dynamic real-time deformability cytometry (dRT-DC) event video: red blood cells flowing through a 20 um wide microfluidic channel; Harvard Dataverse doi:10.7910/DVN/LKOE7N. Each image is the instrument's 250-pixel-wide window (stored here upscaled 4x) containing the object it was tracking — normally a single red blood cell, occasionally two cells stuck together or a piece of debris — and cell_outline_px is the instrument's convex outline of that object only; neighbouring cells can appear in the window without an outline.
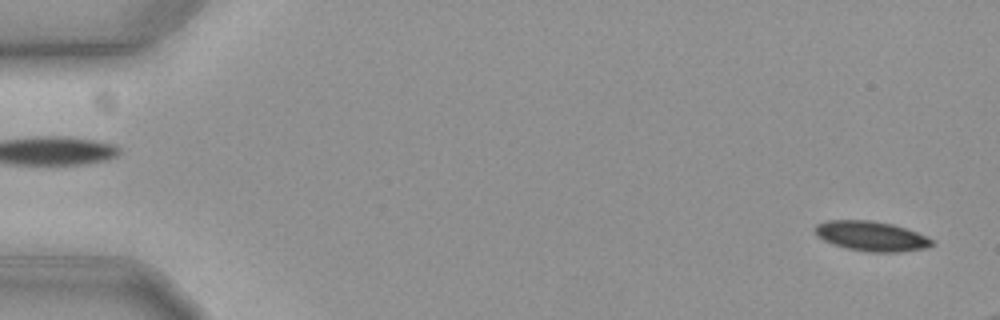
{"species": "common noctule bat (a hibernating species)", "species_latin": "Nyctalus noctula", "temperature_condition": "cold", "stored_images_in_passage": 10, "camera_frame_rate_fps": 3000, "um_per_image_px": 0.085, "animal": {"sex": "female", "body_mass_g": 19.3, "forearm_length_mm": 54.1}, "frame": {"image": 1, "passage_image": 1, "time_ms": 0.0, "image_size_px": [1000, 320], "cell_outline_px": [[932, 244], [924, 248], [900, 252], [868, 252], [848, 248], [832, 244], [816, 236], [816, 224], [828, 220], [868, 220], [892, 224], [916, 232], [932, 240]], "centroid_in_image_um": [74.01, 20.07], "position_along_channel_um": 11.0, "area_um2": 20.0}}